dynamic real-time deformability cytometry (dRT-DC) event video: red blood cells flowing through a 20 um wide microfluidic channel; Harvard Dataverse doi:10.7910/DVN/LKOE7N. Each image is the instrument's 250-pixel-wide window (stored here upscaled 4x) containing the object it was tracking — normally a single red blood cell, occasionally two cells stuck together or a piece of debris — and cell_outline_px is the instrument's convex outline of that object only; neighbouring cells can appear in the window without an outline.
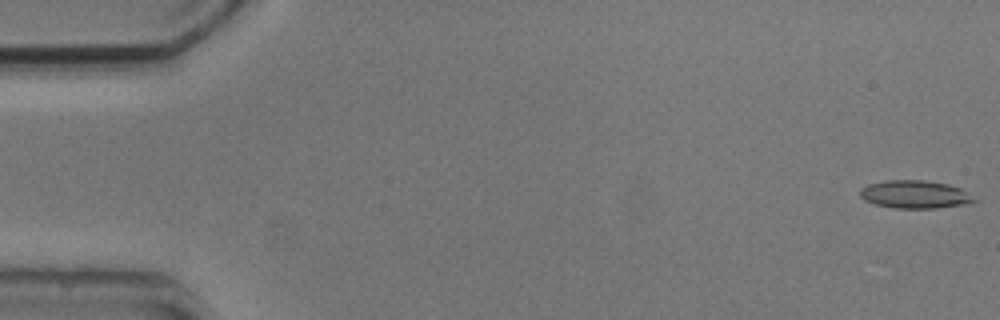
{"species": "common noctule bat (a hibernating species)", "species_latin": "Nyctalus noctula", "temperature_condition": "cold", "stored_images_in_passage": 4, "camera_frame_rate_fps": 3000, "um_per_image_px": 0.085, "animal": {"sex": "male", "body_mass_g": 20.5, "forearm_length_mm": 52.5}, "frame": {"image": 1, "passage_image": 1, "time_ms": 0.0, "image_size_px": [1000, 320], "cell_outline_px": [[980, 200], [964, 204], [936, 208], [892, 208], [876, 204], [864, 200], [860, 196], [860, 188], [868, 184], [884, 180], [924, 180], [948, 184], [960, 188]], "centroid_in_image_um": [77.76, 16.52], "position_along_channel_um": 7.2, "area_um2": 18.67}}
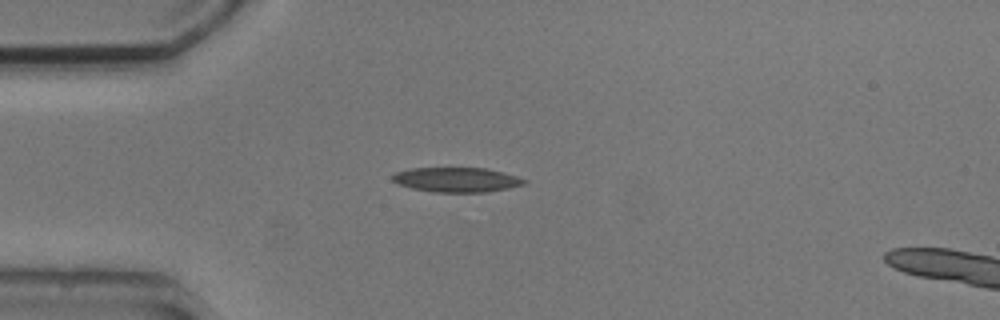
{"frame": {"image": 2, "passage_image": 4, "time_ms": 4.333, "image_size_px": [1000, 320], "cell_outline_px": [[528, 184], [488, 192], [432, 192], [412, 188], [396, 184], [392, 180], [392, 176], [396, 172], [412, 168], [484, 168], [504, 172], [528, 180]], "centroid_in_image_um": [38.84, 15.28], "position_along_channel_um": 46.2, "area_um2": 19.07}}